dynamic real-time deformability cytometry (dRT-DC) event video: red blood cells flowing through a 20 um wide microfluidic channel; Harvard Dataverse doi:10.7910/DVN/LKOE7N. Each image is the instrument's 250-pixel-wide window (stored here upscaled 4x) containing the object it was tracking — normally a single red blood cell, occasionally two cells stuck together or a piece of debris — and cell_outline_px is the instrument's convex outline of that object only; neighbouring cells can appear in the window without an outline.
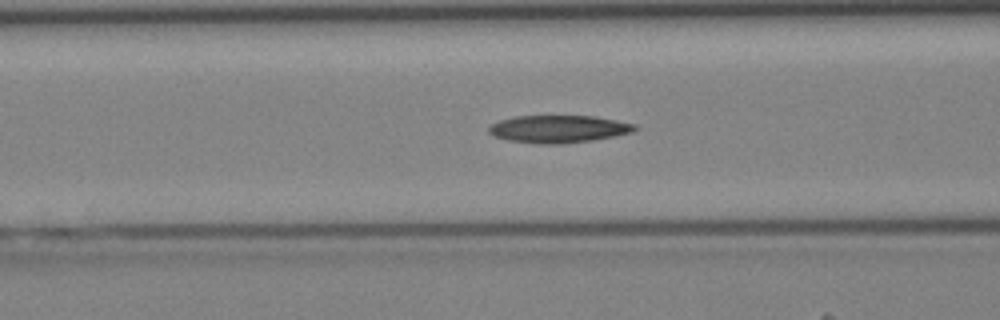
{"species": "Egyptian fruit bat (a non-hibernating species)", "species_latin": "Rousettus aegyptiacus", "temperature_condition": "cold", "stored_images_in_passage": 35, "camera_frame_rate_fps": 3000, "um_per_image_px": 0.085, "animal": {"sex": "female"}, "frame": {"image": 1, "passage_image": 10, "time_ms": 3.0, "image_size_px": [1000, 320], "cell_outline_px": [[636, 128], [632, 132], [616, 136], [592, 140], [564, 144], [536, 144], [508, 140], [496, 136], [488, 132], [488, 128], [492, 124], [500, 120], [516, 116], [592, 116], [616, 120], [636, 124]], "centroid_in_image_um": [47.48, 10.97], "position_along_channel_um": 119.1, "area_um2": 23.35}}
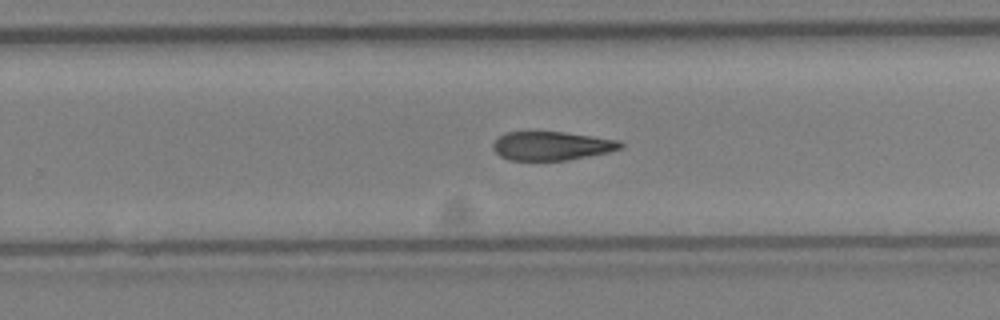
{"frame": {"image": 2, "passage_image": 20, "time_ms": 6.333, "image_size_px": [1000, 320], "cell_outline_px": [[624, 144], [620, 148], [608, 152], [568, 160], [508, 160], [500, 156], [492, 148], [492, 144], [500, 136], [508, 132], [564, 132], [620, 140]], "centroid_in_image_um": [46.89, 12.4], "position_along_channel_um": 282.9, "area_um2": 21.21}}
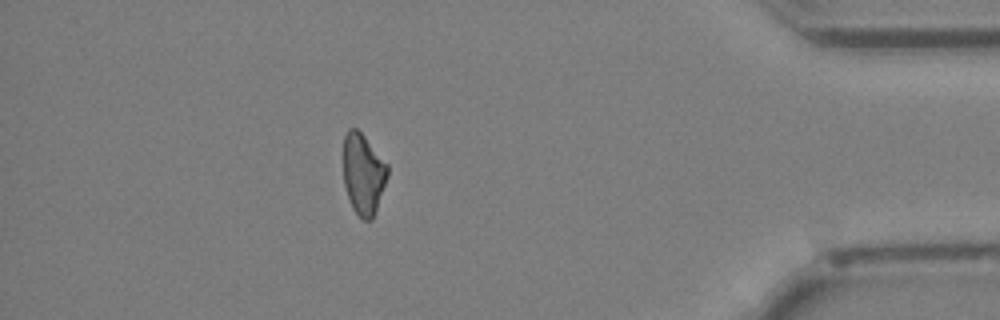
{"frame": {"image": 3, "passage_image": 30, "time_ms": 9.667, "image_size_px": [1000, 320], "cell_outline_px": [[388, 176], [372, 220], [364, 220], [352, 208], [344, 184], [344, 136], [348, 128], [356, 128], [364, 136], [388, 164]], "centroid_in_image_um": [30.88, 14.77], "position_along_channel_um": 404.3, "area_um2": 20.63}}